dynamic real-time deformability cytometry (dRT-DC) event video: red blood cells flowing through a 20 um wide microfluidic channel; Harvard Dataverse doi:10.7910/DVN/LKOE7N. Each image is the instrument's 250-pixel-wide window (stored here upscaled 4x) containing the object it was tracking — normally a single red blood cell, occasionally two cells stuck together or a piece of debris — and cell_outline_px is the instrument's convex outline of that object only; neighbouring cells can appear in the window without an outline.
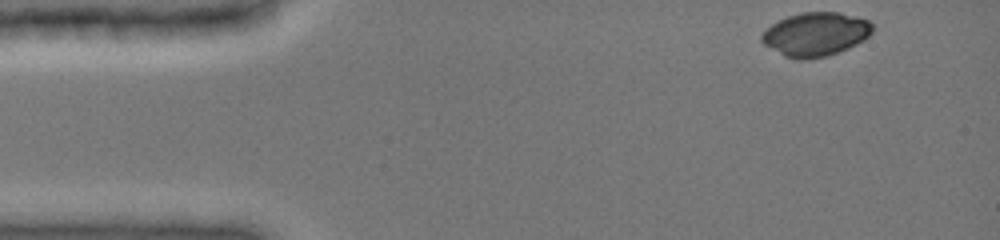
{"species": "common noctule bat (a hibernating species)", "species_latin": "Nyctalus noctula", "temperature_condition": "cold", "stored_images_in_passage": 5, "camera_frame_rate_fps": 3000, "um_per_image_px": 0.085, "animal": {"sex": "female", "body_mass_g": 19.0, "forearm_length_mm": 51.5}, "frame": {"image": 1, "passage_image": 1, "time_ms": 0.0, "image_size_px": [1000, 240], "cell_outline_px": [[872, 32], [864, 40], [848, 48], [824, 56], [804, 60], [796, 60], [784, 56], [764, 44], [760, 40], [760, 36], [772, 24], [788, 16], [800, 12], [840, 12], [856, 16], [868, 20], [872, 24]], "centroid_in_image_um": [69.32, 2.9], "position_along_channel_um": 15.7, "area_um2": 28.09}}
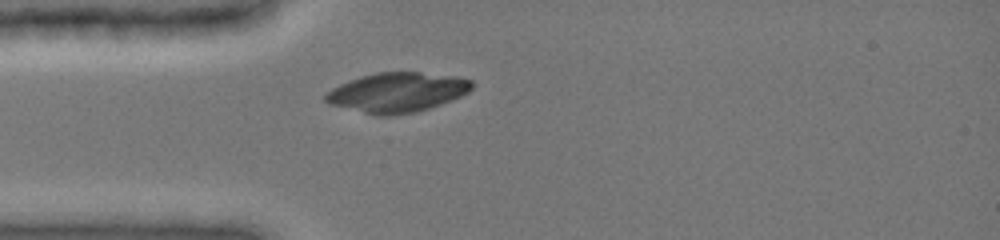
{"frame": {"image": 2, "passage_image": 5, "time_ms": 3.0, "image_size_px": [1000, 240], "cell_outline_px": [[472, 88], [468, 92], [460, 96], [440, 104], [416, 112], [388, 116], [376, 116], [328, 104], [324, 100], [324, 96], [332, 88], [340, 84], [360, 76], [376, 72], [420, 72], [456, 76], [472, 80]], "centroid_in_image_um": [33.73, 7.85], "position_along_channel_um": 51.3, "area_um2": 33.87}}